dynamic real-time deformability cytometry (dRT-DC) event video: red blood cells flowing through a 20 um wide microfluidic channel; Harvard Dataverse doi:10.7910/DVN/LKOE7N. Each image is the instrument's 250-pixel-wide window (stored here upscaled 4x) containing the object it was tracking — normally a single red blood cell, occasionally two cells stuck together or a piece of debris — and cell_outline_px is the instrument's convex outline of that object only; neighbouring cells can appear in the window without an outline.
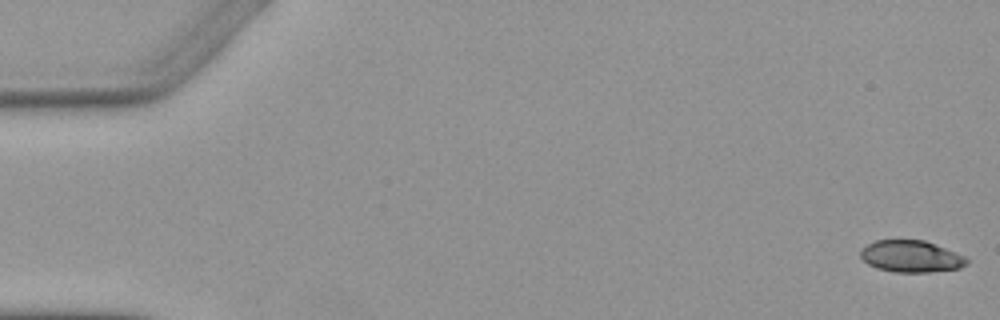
{"species": "Egyptian fruit bat (a non-hibernating species)", "species_latin": "Rousettus aegyptiacus", "temperature_condition": "warm", "stored_images_in_passage": 4, "camera_frame_rate_fps": 3000, "um_per_image_px": 0.085, "animal": {"sex": "female"}, "frame": {"image": 1, "passage_image": 1, "time_ms": 0.0, "image_size_px": [1000, 320], "cell_outline_px": [[968, 264], [960, 268], [928, 272], [892, 272], [876, 268], [868, 264], [860, 256], [860, 248], [876, 240], [924, 240], [964, 256], [968, 260]], "centroid_in_image_um": [77.4, 21.8], "position_along_channel_um": 7.6, "area_um2": 19.59}}